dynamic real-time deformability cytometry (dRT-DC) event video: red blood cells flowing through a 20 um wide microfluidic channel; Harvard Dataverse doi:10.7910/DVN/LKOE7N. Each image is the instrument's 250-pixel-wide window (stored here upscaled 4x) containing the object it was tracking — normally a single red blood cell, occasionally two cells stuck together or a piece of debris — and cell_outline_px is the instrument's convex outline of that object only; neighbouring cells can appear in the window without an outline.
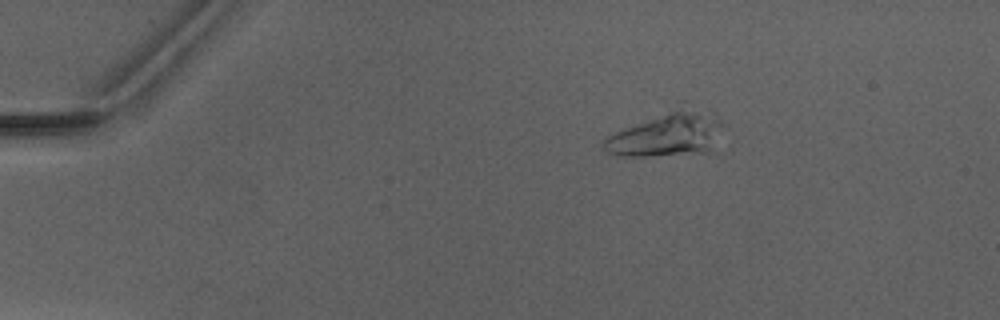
{"species": "Egyptian fruit bat (a non-hibernating species)", "species_latin": "Rousettus aegyptiacus", "temperature_condition": "warm", "stored_images_in_passage": 4, "camera_frame_rate_fps": 3000, "um_per_image_px": 0.085, "animal": {"sex": "male"}, "frame": {"image": 1, "passage_image": 2, "time_ms": 1.333, "image_size_px": [1000, 320], "cell_outline_px": [[724, 124], [712, 152], [644, 156], [620, 156], [608, 152], [600, 148], [600, 144], [608, 136], [680, 100], [684, 100], [716, 116]], "centroid_in_image_um": [56.74, 11.31], "position_along_channel_um": 28.3, "area_um2": 32.43}}